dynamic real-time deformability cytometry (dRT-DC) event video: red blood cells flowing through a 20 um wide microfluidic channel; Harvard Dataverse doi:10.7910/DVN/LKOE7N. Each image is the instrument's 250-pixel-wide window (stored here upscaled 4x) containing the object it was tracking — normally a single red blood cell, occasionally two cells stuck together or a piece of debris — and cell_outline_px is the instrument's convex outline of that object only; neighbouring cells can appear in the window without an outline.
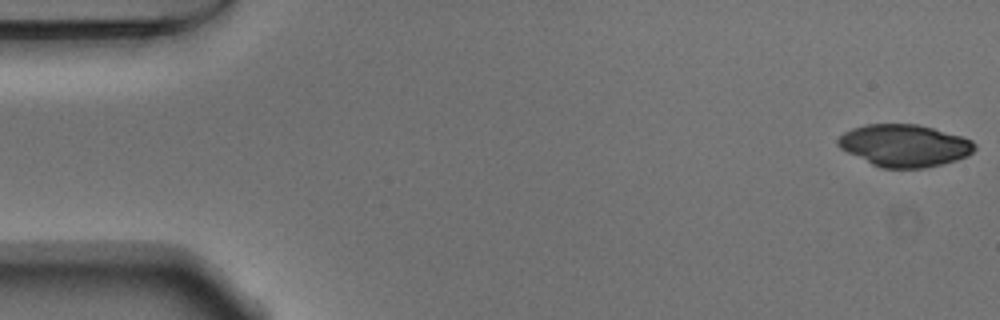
{"species": "Egyptian fruit bat (a non-hibernating species)", "species_latin": "Rousettus aegyptiacus", "temperature_condition": "warm", "stored_images_in_passage": 52, "camera_frame_rate_fps": 3000, "um_per_image_px": 0.085, "animal": {"sex": "male"}, "frame": {"image": 1, "passage_image": 1, "time_ms": 0.0, "image_size_px": [1000, 320], "cell_outline_px": [[976, 148], [968, 156], [956, 160], [924, 168], [880, 168], [840, 148], [836, 144], [836, 140], [844, 132], [852, 128], [864, 124], [916, 124], [932, 128], [960, 136], [972, 140], [976, 144]], "centroid_in_image_um": [76.86, 12.37], "position_along_channel_um": 8.1, "area_um2": 33.47}}